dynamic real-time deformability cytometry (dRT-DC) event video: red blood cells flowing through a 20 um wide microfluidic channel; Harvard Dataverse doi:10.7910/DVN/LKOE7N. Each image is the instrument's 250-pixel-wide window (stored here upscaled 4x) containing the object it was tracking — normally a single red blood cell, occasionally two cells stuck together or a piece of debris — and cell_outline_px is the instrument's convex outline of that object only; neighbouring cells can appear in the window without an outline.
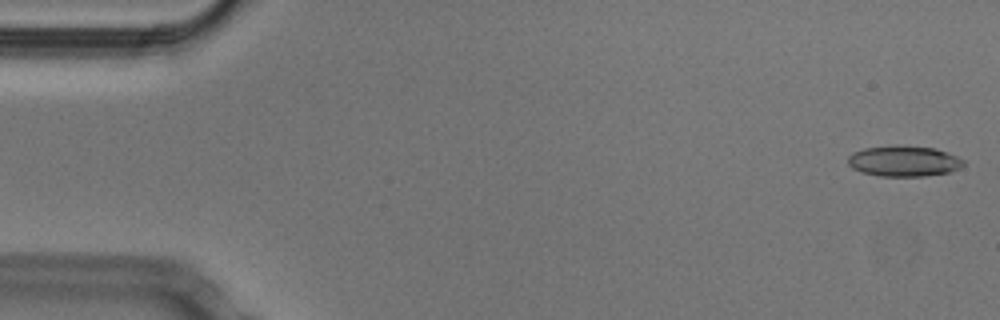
{"species": "Egyptian fruit bat (a non-hibernating species)", "species_latin": "Rousettus aegyptiacus", "temperature_condition": "cold", "stored_images_in_passage": 10, "camera_frame_rate_fps": 3000, "um_per_image_px": 0.085, "animal": {"sex": "male"}, "frame": {"image": 1, "passage_image": 1, "time_ms": 0.0, "image_size_px": [1000, 320], "cell_outline_px": [[964, 164], [948, 172], [924, 176], [880, 176], [860, 172], [852, 168], [848, 164], [848, 156], [852, 152], [864, 148], [896, 144], [936, 148], [948, 152], [964, 160]], "centroid_in_image_um": [76.78, 13.67], "position_along_channel_um": 8.2, "area_um2": 20.87}}